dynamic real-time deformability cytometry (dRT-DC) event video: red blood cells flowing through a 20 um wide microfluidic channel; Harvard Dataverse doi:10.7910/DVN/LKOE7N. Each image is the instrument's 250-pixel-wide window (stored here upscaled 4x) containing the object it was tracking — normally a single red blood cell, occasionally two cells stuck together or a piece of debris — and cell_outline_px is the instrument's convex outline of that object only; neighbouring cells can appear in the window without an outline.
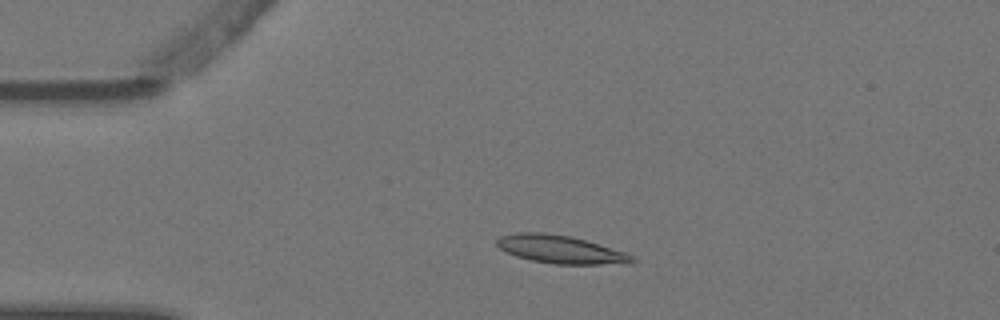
{"species": "Egyptian fruit bat (a non-hibernating species)", "species_latin": "Rousettus aegyptiacus", "temperature_condition": "warm", "stored_images_in_passage": 3, "camera_frame_rate_fps": 3000, "um_per_image_px": 0.085, "animal": {"sex": "female"}, "frame": {"image": 1, "passage_image": 2, "time_ms": 0.333, "image_size_px": [1000, 320], "cell_outline_px": [[636, 260], [632, 264], [552, 264], [532, 260], [516, 256], [500, 248], [496, 244], [496, 240], [500, 236], [516, 232], [544, 232], [572, 236], [624, 252], [636, 256]], "centroid_in_image_um": [47.67, 21.2], "position_along_channel_um": 37.3, "area_um2": 22.2}}